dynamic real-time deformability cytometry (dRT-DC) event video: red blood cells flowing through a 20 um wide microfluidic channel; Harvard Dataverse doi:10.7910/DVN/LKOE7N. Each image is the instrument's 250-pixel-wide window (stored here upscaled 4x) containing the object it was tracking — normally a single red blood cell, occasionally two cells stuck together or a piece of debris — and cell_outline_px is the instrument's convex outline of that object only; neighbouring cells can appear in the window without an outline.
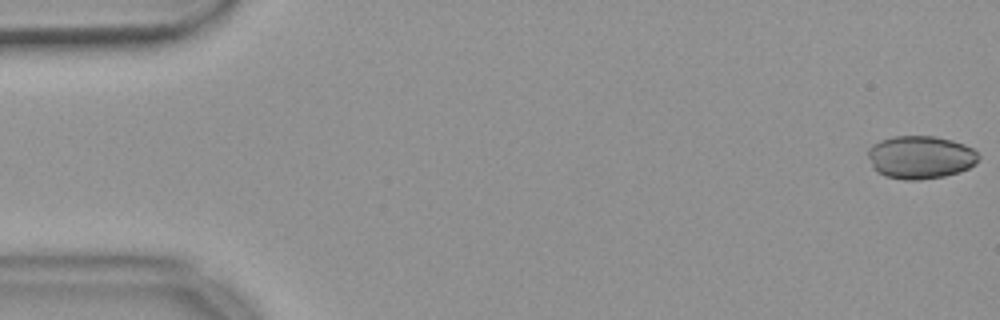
{"species": "common noctule bat (a hibernating species)", "species_latin": "Nyctalus noctula", "temperature_condition": "warm", "stored_images_in_passage": 56, "segment_of_instrument_passage": [1, 2], "camera_frame_rate_fps": 3000, "um_per_image_px": 0.085, "animal": {"sex": "female", "body_mass_g": 18.4}, "frame": {"image": 1, "passage_image": 1, "time_ms": 0.0, "image_size_px": [1000, 320], "cell_outline_px": [[980, 156], [976, 164], [960, 172], [944, 176], [920, 180], [904, 180], [884, 176], [876, 172], [872, 168], [868, 156], [868, 148], [872, 144], [880, 140], [892, 136], [936, 136], [952, 140], [964, 144], [972, 148]], "centroid_in_image_um": [78.21, 13.37], "position_along_channel_um": 6.8, "area_um2": 28.09}}
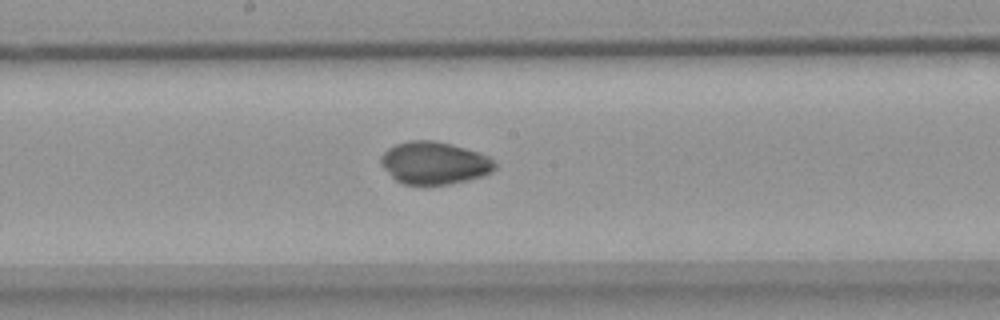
{"frame": {"image": 2, "passage_image": 29, "time_ms": 9.333, "image_size_px": [1000, 320], "cell_outline_px": [[496, 168], [492, 172], [484, 176], [468, 180], [448, 184], [404, 184], [396, 180], [380, 164], [380, 156], [388, 148], [396, 144], [408, 140], [436, 140], [452, 144], [480, 152], [488, 156], [496, 164]], "centroid_in_image_um": [36.93, 13.84], "position_along_channel_um": 211.3, "area_um2": 28.38}}
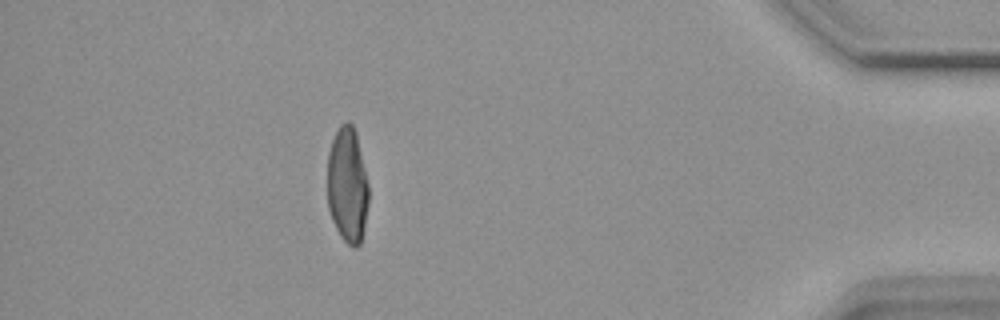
{"frame": {"image": 3, "passage_image": 49, "time_ms": 16.0, "image_size_px": [1000, 320], "cell_outline_px": [[368, 204], [364, 228], [360, 244], [356, 248], [352, 248], [340, 236], [332, 220], [328, 208], [328, 152], [332, 140], [340, 124], [348, 120], [352, 124], [356, 132], [368, 184]], "centroid_in_image_um": [29.53, 15.75], "position_along_channel_um": 405.7, "area_um2": 27.86}}